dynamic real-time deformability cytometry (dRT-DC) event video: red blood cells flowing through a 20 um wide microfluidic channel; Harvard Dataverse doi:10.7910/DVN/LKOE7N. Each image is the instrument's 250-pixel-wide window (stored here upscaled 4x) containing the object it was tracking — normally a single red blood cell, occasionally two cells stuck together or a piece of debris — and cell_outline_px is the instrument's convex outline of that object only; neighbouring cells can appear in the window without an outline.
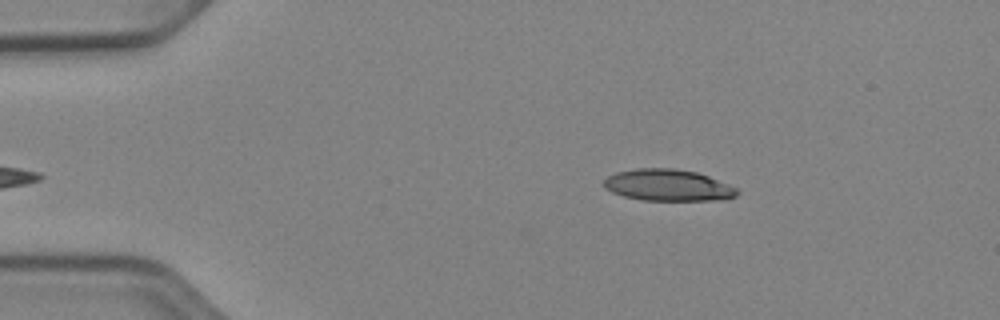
{"species": "Egyptian fruit bat (a non-hibernating species)", "species_latin": "Rousettus aegyptiacus", "temperature_condition": "cold", "stored_images_in_passage": 44, "camera_frame_rate_fps": 3000, "um_per_image_px": 0.085, "animal": {"sex": "female"}, "frame": {"image": 1, "passage_image": 2, "time_ms": 0.333, "image_size_px": [1000, 320], "cell_outline_px": [[740, 192], [736, 196], [728, 200], [640, 200], [624, 196], [612, 192], [604, 188], [604, 180], [608, 176], [616, 172], [636, 168], [672, 168], [696, 172], [708, 176], [736, 188]], "centroid_in_image_um": [56.78, 15.75], "position_along_channel_um": 28.2, "area_um2": 24.57}}
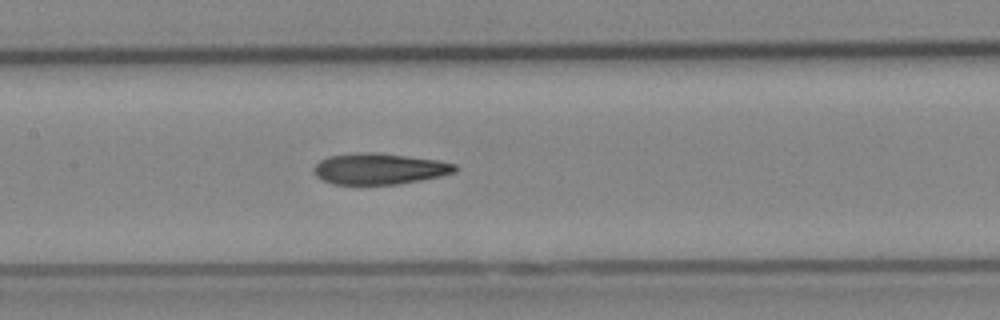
{"frame": {"image": 2, "passage_image": 18, "time_ms": 5.667, "image_size_px": [1000, 320], "cell_outline_px": [[460, 168], [456, 172], [440, 176], [420, 180], [396, 184], [332, 184], [316, 176], [312, 172], [312, 168], [320, 160], [328, 156], [368, 152], [372, 152], [436, 160], [456, 164]], "centroid_in_image_um": [32.23, 14.35], "position_along_channel_um": 175.2, "area_um2": 25.37}}
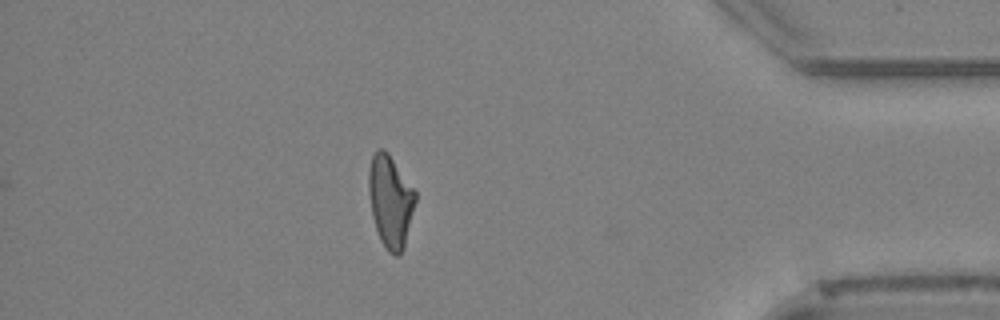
{"frame": {"image": 3, "passage_image": 38, "time_ms": 12.333, "image_size_px": [1000, 320], "cell_outline_px": [[416, 200], [404, 248], [396, 256], [388, 252], [380, 240], [372, 216], [368, 192], [368, 172], [372, 156], [376, 148], [384, 148], [388, 152], [416, 192]], "centroid_in_image_um": [33.17, 17.08], "position_along_channel_um": 402.0, "area_um2": 25.14}, "authors_computed_cell_mechanics": {"area_um2": 25.2008, "velocity_mm_per_s": 3.9713, "shape_relaxation_time_tau1_ms": 10.6242, "shape_relaxation_time_tau2_ms": 2.3508, "deformation_change_tau1": 0.2677, "deformation_change_tau2": 0.1042}}